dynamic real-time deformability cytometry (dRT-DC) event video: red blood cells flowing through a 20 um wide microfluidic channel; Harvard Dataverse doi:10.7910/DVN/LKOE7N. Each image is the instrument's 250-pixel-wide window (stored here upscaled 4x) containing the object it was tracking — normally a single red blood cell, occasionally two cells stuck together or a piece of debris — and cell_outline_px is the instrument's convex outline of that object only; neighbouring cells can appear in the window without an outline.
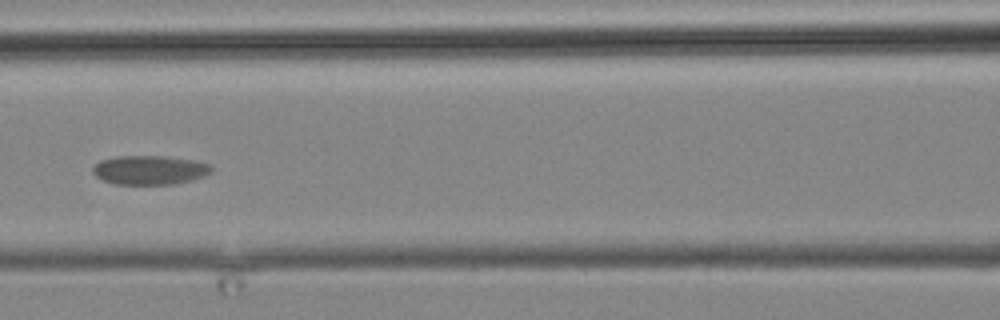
{"species": "common noctule bat (a hibernating species)", "species_latin": "Nyctalus noctula", "temperature_condition": "cold", "stored_images_in_passage": 5, "camera_frame_rate_fps": 3000, "um_per_image_px": 0.085, "animal": {"sex": "male", "body_mass_g": 19.2, "forearm_length_mm": 51.8}, "frame": {"image": 1, "passage_image": 4, "time_ms": 3.667, "image_size_px": [1000, 320], "cell_outline_px": [[212, 172], [204, 176], [192, 180], [172, 184], [112, 184], [96, 176], [92, 172], [92, 168], [100, 160], [116, 156], [168, 156], [196, 160], [212, 164]], "centroid_in_image_um": [12.75, 14.44], "position_along_channel_um": 153.8, "area_um2": 20.35}}
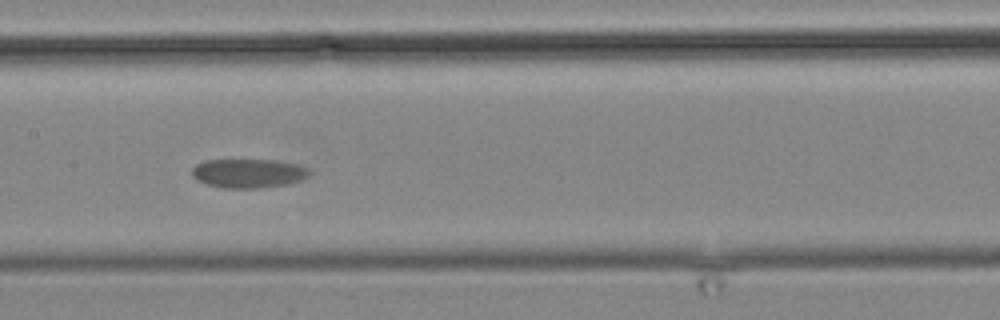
{"frame": {"image": 2, "passage_image": 5, "time_ms": 4.667, "image_size_px": [1000, 320], "cell_outline_px": [[312, 172], [308, 176], [300, 180], [288, 184], [260, 188], [220, 188], [204, 184], [196, 180], [192, 176], [192, 168], [196, 164], [204, 160], [276, 160], [296, 164], [308, 168]], "centroid_in_image_um": [21.08, 14.74], "position_along_channel_um": 186.3, "area_um2": 20.11}}